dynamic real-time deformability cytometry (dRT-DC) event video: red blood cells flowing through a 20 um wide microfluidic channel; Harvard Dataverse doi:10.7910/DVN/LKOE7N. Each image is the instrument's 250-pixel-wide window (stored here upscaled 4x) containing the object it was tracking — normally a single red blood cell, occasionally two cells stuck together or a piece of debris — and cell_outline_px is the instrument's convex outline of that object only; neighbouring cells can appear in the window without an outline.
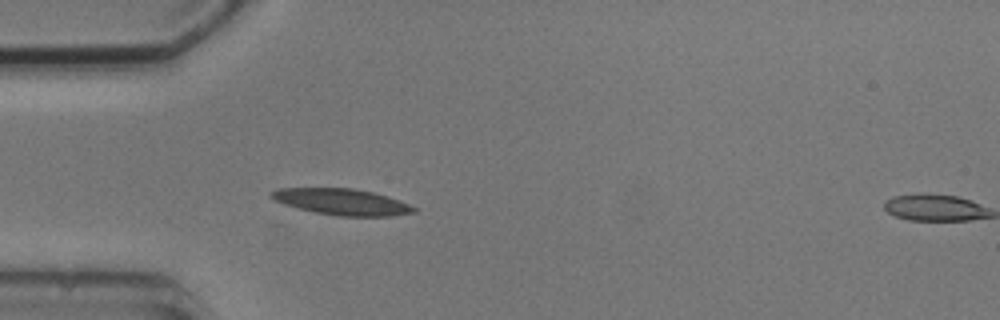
{"species": "common noctule bat (a hibernating species)", "species_latin": "Nyctalus noctula", "temperature_condition": "cold", "stored_images_in_passage": 6, "segment_of_instrument_passage": [1, 2], "camera_frame_rate_fps": 3000, "um_per_image_px": 0.085, "animal": {"sex": "male", "body_mass_g": 20.5, "forearm_length_mm": 52.5}, "frame": {"image": 1, "passage_image": 5, "time_ms": 5.0, "image_size_px": [1000, 320], "cell_outline_px": [[416, 212], [392, 216], [340, 216], [316, 212], [296, 208], [284, 204], [268, 196], [268, 192], [276, 188], [352, 188], [372, 192], [408, 204], [416, 208]], "centroid_in_image_um": [28.99, 17.15], "position_along_channel_um": 56.0, "area_um2": 21.62}}